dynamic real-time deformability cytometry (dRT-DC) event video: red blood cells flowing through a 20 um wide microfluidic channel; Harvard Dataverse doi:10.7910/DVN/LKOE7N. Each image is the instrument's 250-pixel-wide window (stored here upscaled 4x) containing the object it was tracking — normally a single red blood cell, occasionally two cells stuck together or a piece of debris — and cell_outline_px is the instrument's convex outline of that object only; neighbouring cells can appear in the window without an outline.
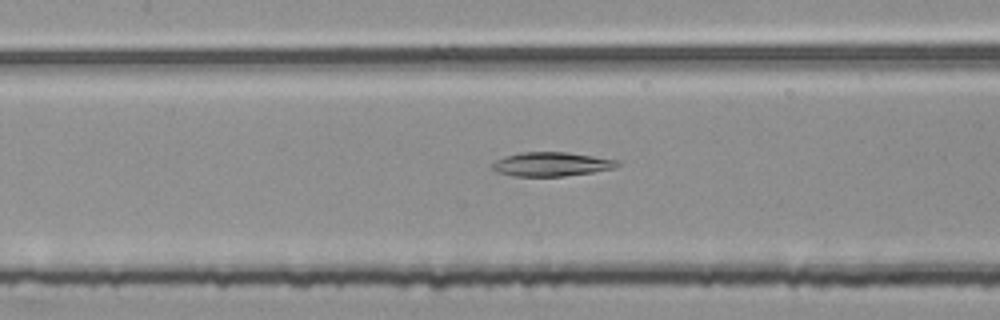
{"species": "common noctule bat (a hibernating species)", "species_latin": "Nyctalus noctula", "temperature_condition": "room temperature", "stored_images_in_passage": 48, "camera_frame_rate_fps": 3000, "um_per_image_px": 0.085, "animal": {"sex": "female", "body_mass_g": 25.1}, "frame": {"image": 1, "passage_image": 25, "time_ms": 8.0, "image_size_px": [1000, 320], "cell_outline_px": [[620, 164], [616, 168], [592, 172], [564, 176], [512, 176], [496, 172], [492, 168], [492, 164], [496, 160], [504, 156], [520, 152], [568, 152], [620, 160]], "centroid_in_image_um": [46.88, 13.95], "position_along_channel_um": 160.5, "area_um2": 17.69}}
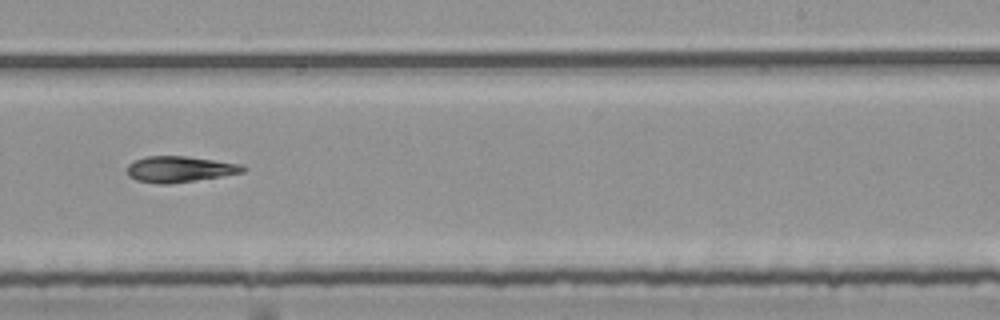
{"frame": {"image": 2, "passage_image": 34, "time_ms": 11.0, "image_size_px": [1000, 320], "cell_outline_px": [[248, 168], [244, 172], [196, 180], [168, 184], [160, 184], [136, 180], [128, 176], [124, 168], [128, 164], [144, 156], [184, 156], [244, 164]], "centroid_in_image_um": [15.25, 14.38], "position_along_channel_um": 273.8, "area_um2": 17.69}}
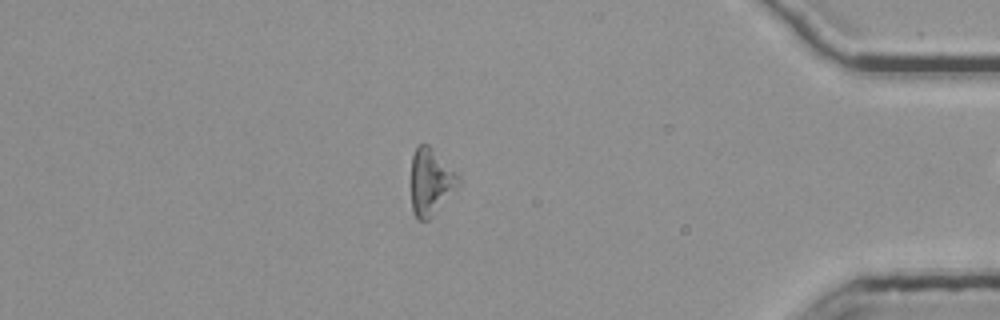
{"frame": {"image": 3, "passage_image": 47, "time_ms": 15.333, "image_size_px": [1000, 320], "cell_outline_px": [[460, 184], [432, 216], [428, 220], [416, 220], [412, 212], [412, 156], [416, 144], [428, 144], [460, 176]], "centroid_in_image_um": [36.6, 15.45], "position_along_channel_um": 398.6, "area_um2": 18.26}}